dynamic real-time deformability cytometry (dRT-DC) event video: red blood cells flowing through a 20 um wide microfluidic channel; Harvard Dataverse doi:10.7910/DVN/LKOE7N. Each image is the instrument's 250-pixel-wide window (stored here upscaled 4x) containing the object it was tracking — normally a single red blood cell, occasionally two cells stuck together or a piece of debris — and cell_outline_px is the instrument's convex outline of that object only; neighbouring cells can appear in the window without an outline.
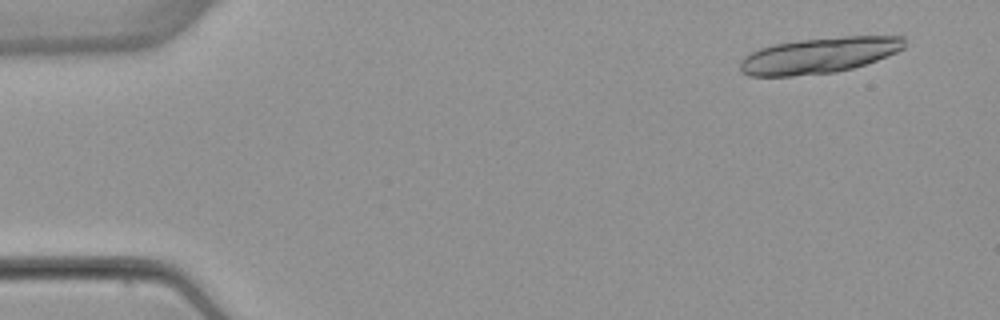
{"species": "common noctule bat (a hibernating species)", "species_latin": "Nyctalus noctula", "temperature_condition": "warm", "stored_images_in_passage": 20, "camera_frame_rate_fps": 3000, "um_per_image_px": 0.085, "animal": {"sex": "female", "body_mass_g": 22.7, "forearm_length_mm": 54.2}, "frame": {"image": 1, "passage_image": 4, "time_ms": 1.0, "image_size_px": [1000, 320], "cell_outline_px": [[904, 48], [888, 56], [852, 68], [836, 72], [792, 76], [748, 76], [740, 72], [740, 60], [744, 56], [760, 48], [776, 44], [800, 40], [844, 36], [904, 36]], "centroid_in_image_um": [69.59, 4.71], "position_along_channel_um": 15.4, "area_um2": 34.22}}